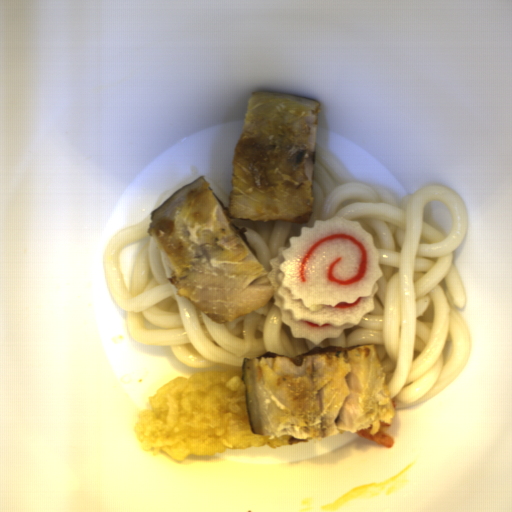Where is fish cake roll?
I'll return each mask as SVG.
<instances>
[{
	"label": "fish cake roll",
	"instance_id": "obj_1",
	"mask_svg": "<svg viewBox=\"0 0 512 512\" xmlns=\"http://www.w3.org/2000/svg\"><path fill=\"white\" fill-rule=\"evenodd\" d=\"M274 306L293 338L319 345L376 309L380 252L359 221L334 216L302 226L269 260Z\"/></svg>",
	"mask_w": 512,
	"mask_h": 512
}]
</instances>
